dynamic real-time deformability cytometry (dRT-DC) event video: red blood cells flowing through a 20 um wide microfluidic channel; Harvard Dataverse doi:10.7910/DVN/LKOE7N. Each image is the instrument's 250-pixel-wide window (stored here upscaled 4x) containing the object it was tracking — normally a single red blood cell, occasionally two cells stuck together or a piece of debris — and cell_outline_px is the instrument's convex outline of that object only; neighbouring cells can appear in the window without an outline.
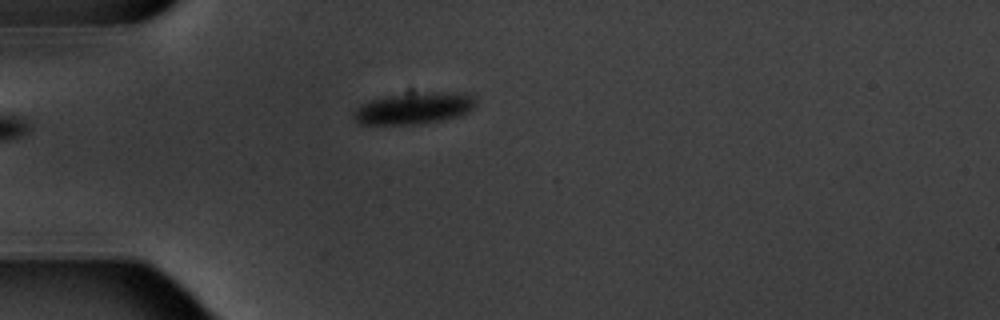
{"species": "common noctule bat (a hibernating species)", "species_latin": "Nyctalus noctula", "temperature_condition": "warm", "stored_images_in_passage": 5, "camera_frame_rate_fps": 3000, "um_per_image_px": 0.085, "animal": {"sex": "male", "body_mass_g": 20.1, "forearm_length_mm": 53.5}, "frame": {"image": 1, "passage_image": 5, "time_ms": 4.667, "image_size_px": [1000, 320], "cell_outline_px": [[476, 104], [464, 116], [444, 120], [420, 124], [360, 124], [352, 116], [352, 112], [360, 104], [384, 96], [420, 92], [464, 92], [476, 96]], "centroid_in_image_um": [35.25, 9.19], "position_along_channel_um": 49.8, "area_um2": 23.0}}